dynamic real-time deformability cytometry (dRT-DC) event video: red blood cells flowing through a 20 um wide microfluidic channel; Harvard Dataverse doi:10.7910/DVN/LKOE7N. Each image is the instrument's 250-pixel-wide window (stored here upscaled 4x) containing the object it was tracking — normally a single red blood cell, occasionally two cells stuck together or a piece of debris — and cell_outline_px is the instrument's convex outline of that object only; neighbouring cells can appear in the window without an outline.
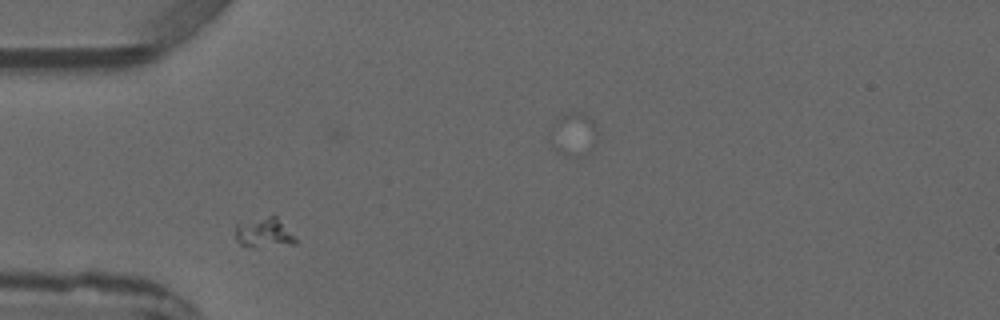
{"species": "common noctule bat (a hibernating species)", "species_latin": "Nyctalus noctula", "temperature_condition": "warm", "stored_images_in_passage": 3, "camera_frame_rate_fps": 3000, "um_per_image_px": 0.085, "animal": {"sex": "male", "forearm_length_mm": 52.5}, "frame": {"image": 1, "passage_image": 1, "time_ms": 0.0, "image_size_px": [1000, 320], "cell_outline_px": [[296, 244], [252, 248], [240, 244], [236, 240], [236, 224], [268, 216], [276, 216], [296, 236]], "centroid_in_image_um": [22.47, 19.81], "position_along_channel_um": 62.5, "area_um2": 10.52}}
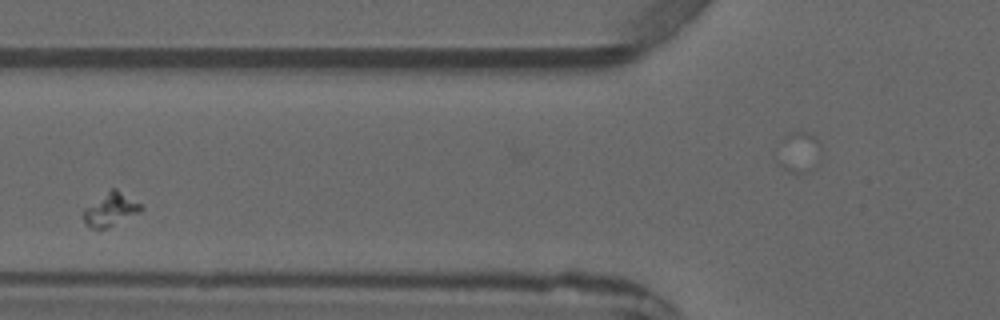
{"frame": {"image": 2, "passage_image": 2, "time_ms": 1.333, "image_size_px": [1000, 320], "cell_outline_px": [[140, 212], [108, 228], [92, 228], [80, 216], [84, 208], [112, 188], [116, 188], [140, 204]], "centroid_in_image_um": [9.35, 17.82], "position_along_channel_um": 116.4, "area_um2": 10.87}}
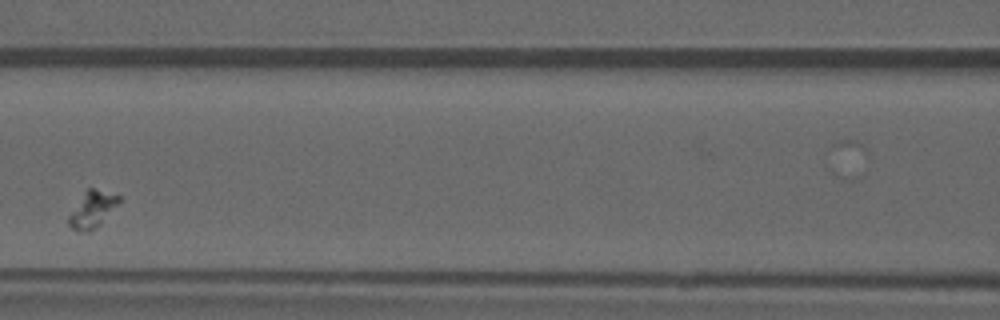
{"frame": {"image": 3, "passage_image": 3, "time_ms": 2.333, "image_size_px": [1000, 320], "cell_outline_px": [[120, 200], [100, 224], [88, 232], [76, 232], [68, 224], [68, 216], [84, 192], [88, 188], [92, 188], [120, 196]], "centroid_in_image_um": [7.8, 17.83], "position_along_channel_um": 158.8, "area_um2": 10.35}}